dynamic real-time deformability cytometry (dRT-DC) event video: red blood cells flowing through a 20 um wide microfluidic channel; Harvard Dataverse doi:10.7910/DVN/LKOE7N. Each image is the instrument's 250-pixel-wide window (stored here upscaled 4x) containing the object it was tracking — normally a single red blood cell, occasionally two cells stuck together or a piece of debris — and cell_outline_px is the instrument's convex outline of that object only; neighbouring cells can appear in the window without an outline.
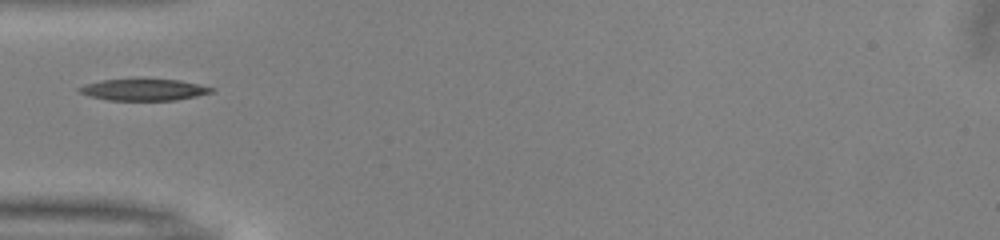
{"species": "common noctule bat (a hibernating species)", "species_latin": "Nyctalus noctula", "temperature_condition": "warm", "stored_images_in_passage": 26, "camera_frame_rate_fps": 3000, "um_per_image_px": 0.085, "animal": {"sex": "male", "body_mass_g": 13.0, "forearm_length_mm": 53.1}, "frame": {"image": 1, "passage_image": 1, "time_ms": 0.0, "image_size_px": [1000, 240], "cell_outline_px": [[216, 88], [212, 92], [196, 96], [176, 100], [108, 100], [88, 96], [80, 92], [76, 88], [84, 84], [104, 80], [180, 80]], "centroid_in_image_um": [12.21, 7.64], "position_along_channel_um": 72.8, "area_um2": 16.36}}
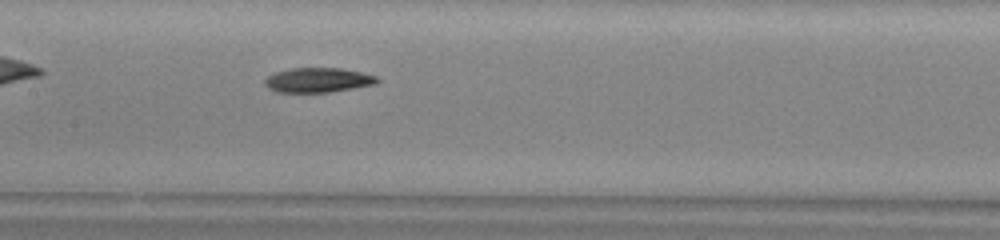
{"frame": {"image": 2, "passage_image": 9, "time_ms": 2.667, "image_size_px": [1000, 240], "cell_outline_px": [[380, 80], [376, 84], [328, 92], [276, 92], [268, 88], [264, 84], [264, 80], [268, 76], [276, 72], [292, 68], [340, 68], [360, 72], [376, 76]], "centroid_in_image_um": [27.01, 6.81], "position_along_channel_um": 180.4, "area_um2": 16.01}}
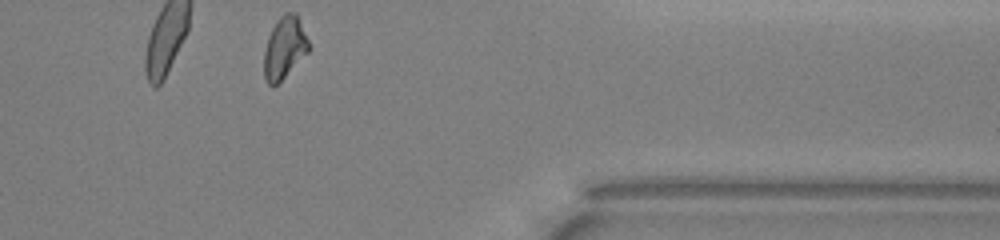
{"frame": {"image": 3, "passage_image": 26, "time_ms": 8.333, "image_size_px": [1000, 240], "cell_outline_px": [[312, 48], [272, 88], [268, 84], [264, 76], [264, 52], [268, 36], [276, 20], [284, 12], [296, 12]], "centroid_in_image_um": [24.18, 4.02], "position_along_channel_um": 387.2, "area_um2": 16.13}}